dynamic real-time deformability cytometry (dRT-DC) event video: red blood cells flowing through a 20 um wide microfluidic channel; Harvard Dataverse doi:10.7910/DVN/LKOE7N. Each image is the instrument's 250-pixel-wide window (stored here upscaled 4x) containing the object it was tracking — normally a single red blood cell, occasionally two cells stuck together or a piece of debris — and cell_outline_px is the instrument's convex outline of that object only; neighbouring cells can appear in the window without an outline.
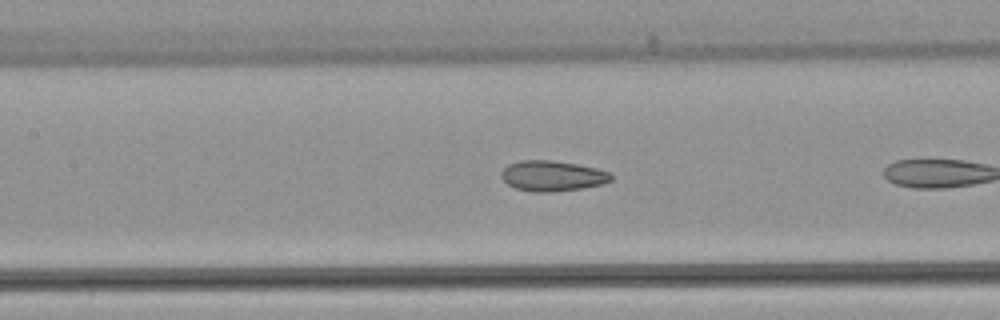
{"species": "common noctule bat (a hibernating species)", "species_latin": "Nyctalus noctula", "temperature_condition": "warm", "stored_images_in_passage": 10, "camera_frame_rate_fps": 3000, "um_per_image_px": 0.085, "animal": {"sex": "female", "body_mass_g": 22.7, "forearm_length_mm": 54.2}, "frame": {"image": 1, "passage_image": 9, "time_ms": 2.667, "image_size_px": [1000, 320], "cell_outline_px": [[612, 180], [604, 184], [580, 188], [552, 192], [532, 192], [516, 188], [508, 184], [500, 176], [500, 172], [508, 164], [520, 160], [552, 160], [576, 164], [596, 168], [612, 172]], "centroid_in_image_um": [46.95, 14.94], "position_along_channel_um": 160.4, "area_um2": 19.59}}